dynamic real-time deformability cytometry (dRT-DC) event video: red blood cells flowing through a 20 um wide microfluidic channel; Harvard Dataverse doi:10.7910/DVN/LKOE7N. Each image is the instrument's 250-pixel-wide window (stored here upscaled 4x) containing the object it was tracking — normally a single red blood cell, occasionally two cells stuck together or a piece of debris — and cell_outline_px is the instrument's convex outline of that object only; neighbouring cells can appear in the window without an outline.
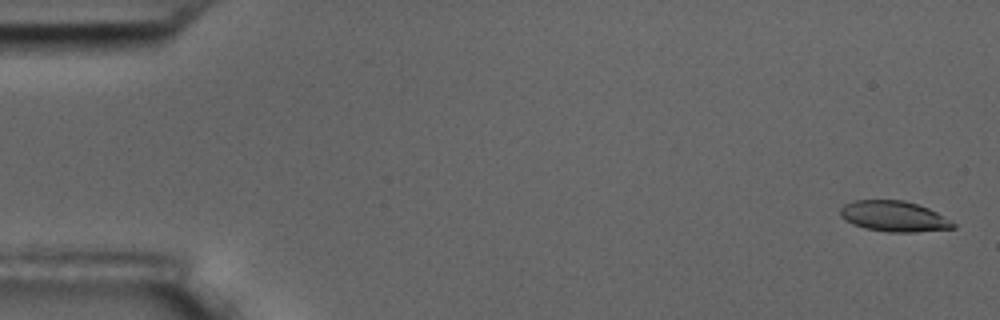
{"species": "common noctule bat (a hibernating species)", "species_latin": "Nyctalus noctula", "temperature_condition": "room temperature", "stored_images_in_passage": 6, "camera_frame_rate_fps": 3000, "um_per_image_px": 0.085, "animal": {"sex": "male", "body_mass_g": 17.5, "forearm_length_mm": 52.3}, "frame": {"image": 1, "passage_image": 1, "time_ms": 0.0, "image_size_px": [1000, 320], "cell_outline_px": [[956, 228], [916, 232], [888, 232], [864, 228], [852, 224], [844, 220], [840, 216], [840, 208], [844, 204], [852, 200], [904, 200], [928, 208], [936, 212], [956, 224]], "centroid_in_image_um": [75.95, 18.39], "position_along_channel_um": 9.1, "area_um2": 20.23}}
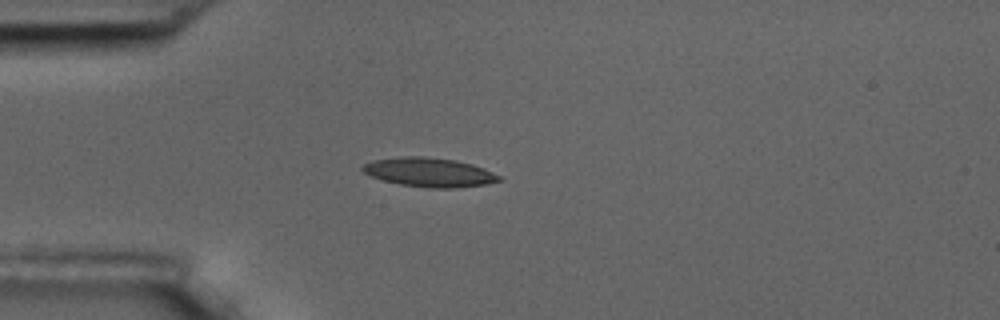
{"frame": {"image": 2, "passage_image": 5, "time_ms": 4.667, "image_size_px": [1000, 320], "cell_outline_px": [[504, 180], [488, 184], [452, 188], [428, 188], [400, 184], [384, 180], [372, 176], [364, 172], [360, 168], [364, 164], [372, 160], [400, 156], [424, 156], [456, 160], [472, 164], [484, 168], [500, 176]], "centroid_in_image_um": [36.51, 14.64], "position_along_channel_um": 48.5, "area_um2": 23.24}}